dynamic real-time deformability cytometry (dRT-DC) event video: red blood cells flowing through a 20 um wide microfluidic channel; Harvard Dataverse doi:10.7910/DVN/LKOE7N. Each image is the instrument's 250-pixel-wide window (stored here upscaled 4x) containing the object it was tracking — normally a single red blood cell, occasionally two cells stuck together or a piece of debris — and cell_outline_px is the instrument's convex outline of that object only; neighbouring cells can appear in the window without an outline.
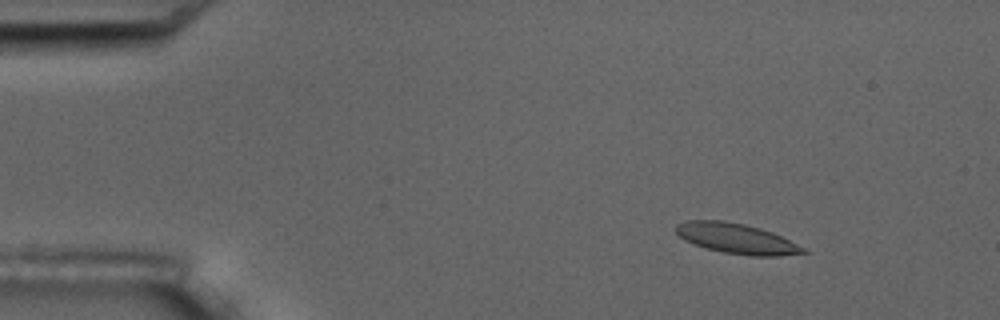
{"species": "common noctule bat (a hibernating species)", "species_latin": "Nyctalus noctula", "temperature_condition": "room temperature", "stored_images_in_passage": 4, "camera_frame_rate_fps": 3000, "um_per_image_px": 0.085, "animal": {"sex": "male", "body_mass_g": 17.5, "forearm_length_mm": 52.3}, "frame": {"image": 1, "passage_image": 1, "time_ms": 0.0, "image_size_px": [1000, 320], "cell_outline_px": [[808, 252], [780, 256], [752, 256], [724, 252], [708, 248], [684, 240], [676, 232], [676, 224], [688, 220], [724, 220], [744, 224], [760, 228], [772, 232], [804, 248]], "centroid_in_image_um": [62.59, 20.26], "position_along_channel_um": 22.4, "area_um2": 22.08}}
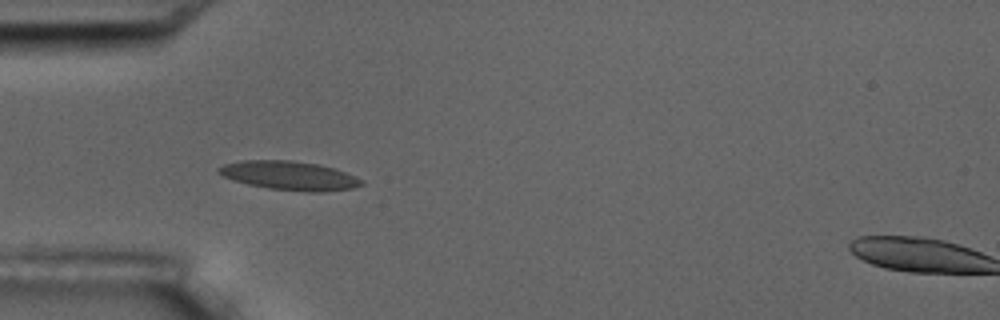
{"frame": {"image": 2, "passage_image": 3, "time_ms": 3.333, "image_size_px": [1000, 320], "cell_outline_px": [[364, 184], [352, 188], [320, 192], [308, 192], [268, 188], [248, 184], [232, 180], [216, 172], [216, 168], [224, 164], [240, 160], [292, 160], [316, 164], [336, 168], [364, 180]], "centroid_in_image_um": [24.58, 14.92], "position_along_channel_um": 60.4, "area_um2": 24.16}}